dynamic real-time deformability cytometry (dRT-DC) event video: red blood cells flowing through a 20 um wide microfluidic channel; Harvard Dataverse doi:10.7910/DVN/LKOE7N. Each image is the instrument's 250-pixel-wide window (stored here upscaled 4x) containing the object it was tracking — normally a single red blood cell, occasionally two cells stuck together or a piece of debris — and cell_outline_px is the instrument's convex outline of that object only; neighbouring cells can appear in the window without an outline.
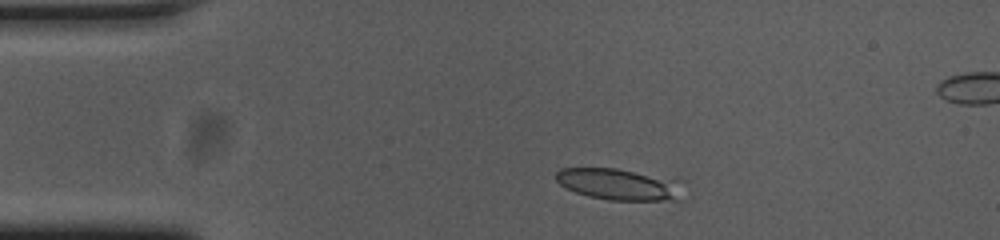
{"species": "common noctule bat (a hibernating species)", "species_latin": "Nyctalus noctula", "temperature_condition": "cold", "stored_images_in_passage": 10, "camera_frame_rate_fps": 3000, "um_per_image_px": 0.085, "animal": {"sex": "female", "body_mass_g": 23.0, "forearm_length_mm": 53.4}, "frame": {"image": 1, "passage_image": 5, "time_ms": 1.333, "image_size_px": [1000, 240], "cell_outline_px": [[692, 196], [680, 200], [608, 200], [588, 196], [576, 192], [560, 184], [556, 180], [556, 172], [560, 168], [616, 168], [676, 176]], "centroid_in_image_um": [52.88, 15.66], "position_along_channel_um": 32.1, "area_um2": 24.68}}